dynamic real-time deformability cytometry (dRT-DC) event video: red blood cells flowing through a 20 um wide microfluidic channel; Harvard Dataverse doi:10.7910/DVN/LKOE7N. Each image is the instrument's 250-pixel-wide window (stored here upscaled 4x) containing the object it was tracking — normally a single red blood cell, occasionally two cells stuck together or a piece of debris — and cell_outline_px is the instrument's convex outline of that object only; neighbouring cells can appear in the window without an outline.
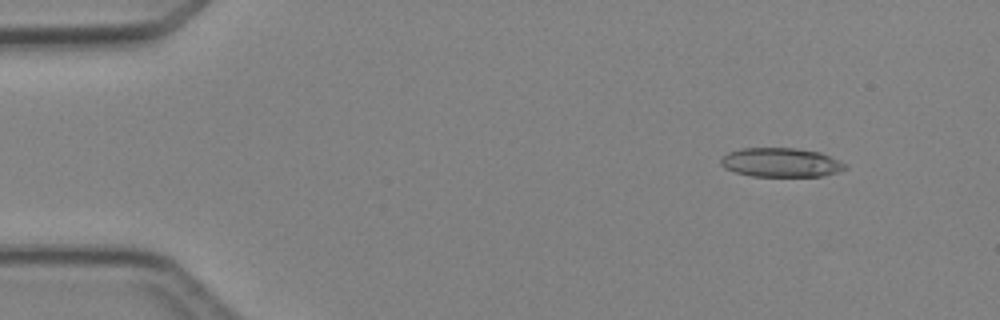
{"species": "Egyptian fruit bat (a non-hibernating species)", "species_latin": "Rousettus aegyptiacus", "temperature_condition": "cold", "stored_images_in_passage": 5, "camera_frame_rate_fps": 3000, "um_per_image_px": 0.085, "animal": {"sex": "female"}, "frame": {"image": 1, "passage_image": 2, "time_ms": 1.333, "image_size_px": [1000, 320], "cell_outline_px": [[848, 168], [840, 172], [824, 176], [752, 176], [736, 172], [724, 168], [720, 164], [720, 160], [728, 152], [740, 148], [796, 148], [820, 152], [848, 164]], "centroid_in_image_um": [66.42, 13.81], "position_along_channel_um": 18.6, "area_um2": 21.27}}
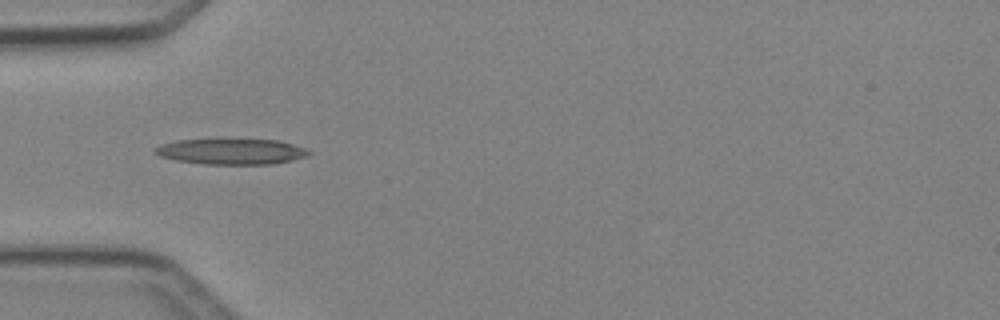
{"frame": {"image": 2, "passage_image": 5, "time_ms": 4.667, "image_size_px": [1000, 320], "cell_outline_px": [[312, 152], [308, 156], [292, 160], [272, 164], [204, 164], [176, 160], [160, 156], [152, 152], [160, 144], [176, 140], [224, 136], [228, 136], [280, 140], [304, 148]], "centroid_in_image_um": [19.64, 12.81], "position_along_channel_um": 65.4, "area_um2": 24.39}}